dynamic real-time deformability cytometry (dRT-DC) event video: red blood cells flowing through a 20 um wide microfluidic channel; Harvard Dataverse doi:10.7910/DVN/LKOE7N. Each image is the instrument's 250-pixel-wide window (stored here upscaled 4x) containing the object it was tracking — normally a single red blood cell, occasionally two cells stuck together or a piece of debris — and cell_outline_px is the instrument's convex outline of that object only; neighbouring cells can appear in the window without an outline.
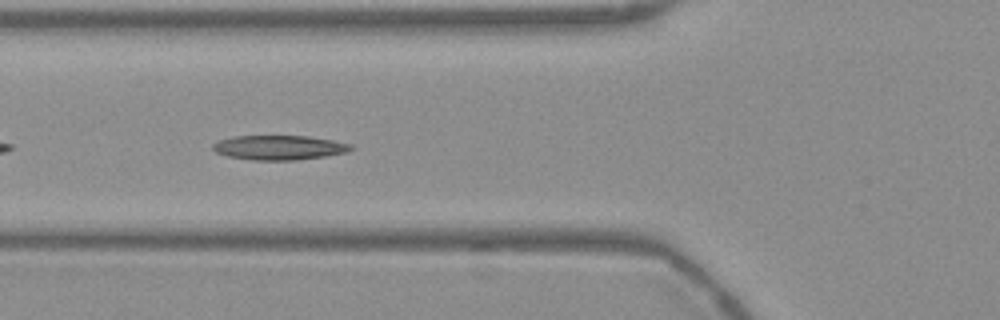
{"species": "Egyptian fruit bat (a non-hibernating species)", "species_latin": "Rousettus aegyptiacus", "temperature_condition": "warm", "stored_images_in_passage": 38, "camera_frame_rate_fps": 3000, "um_per_image_px": 0.085, "frame": {"image": 1, "passage_image": 5, "time_ms": 1.333, "image_size_px": [1000, 320], "cell_outline_px": [[356, 148], [348, 152], [324, 156], [296, 160], [252, 160], [228, 156], [216, 152], [212, 148], [212, 144], [220, 140], [232, 136], [308, 136], [332, 140], [352, 144]], "centroid_in_image_um": [23.76, 12.54], "position_along_channel_um": 102.0, "area_um2": 19.77}}
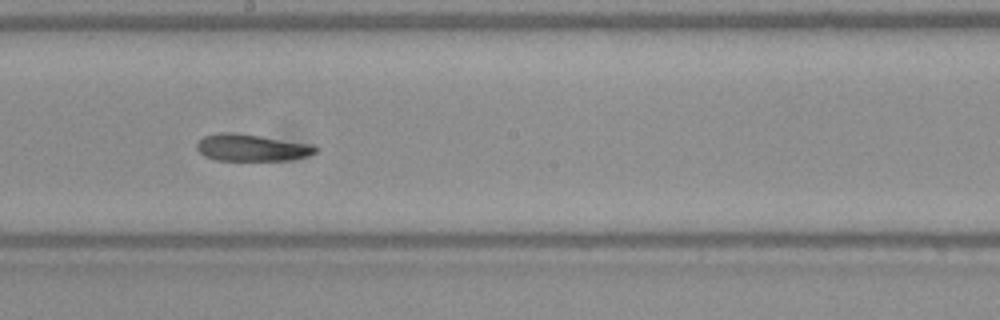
{"frame": {"image": 2, "passage_image": 15, "time_ms": 4.667, "image_size_px": [1000, 320], "cell_outline_px": [[320, 148], [316, 152], [308, 156], [292, 160], [216, 160], [204, 156], [196, 148], [196, 144], [204, 136], [220, 132], [236, 132], [312, 144]], "centroid_in_image_um": [21.41, 12.55], "position_along_channel_um": 226.8, "area_um2": 18.79}}
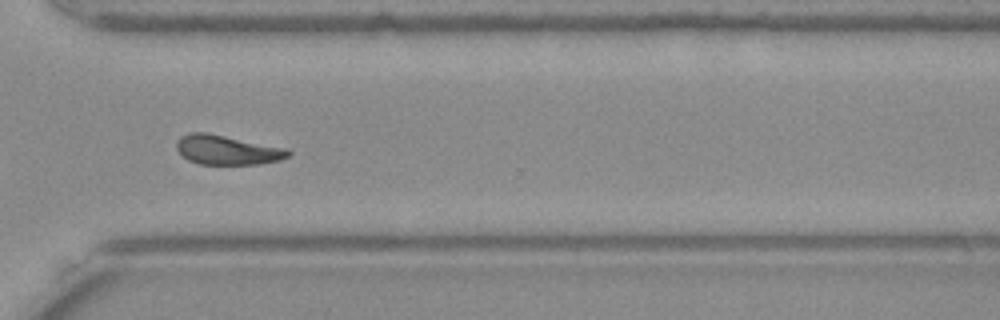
{"frame": {"image": 3, "passage_image": 25, "time_ms": 8.0, "image_size_px": [1000, 320], "cell_outline_px": [[292, 152], [288, 156], [280, 160], [260, 164], [200, 164], [188, 160], [176, 148], [176, 140], [180, 136], [192, 132], [208, 132], [288, 148]], "centroid_in_image_um": [19.32, 12.73], "position_along_channel_um": 351.3, "area_um2": 19.36}, "authors_computed_cell_mechanics": {"area_um2": 19.1896, "velocity_mm_per_s": 3.7381, "shape_relaxation_time_tau1_ms": 7.7726, "shape_relaxation_time_tau2_ms": 2.6725, "deformation_change_tau1": 0.2106, "deformation_change_tau2": 0.086}}